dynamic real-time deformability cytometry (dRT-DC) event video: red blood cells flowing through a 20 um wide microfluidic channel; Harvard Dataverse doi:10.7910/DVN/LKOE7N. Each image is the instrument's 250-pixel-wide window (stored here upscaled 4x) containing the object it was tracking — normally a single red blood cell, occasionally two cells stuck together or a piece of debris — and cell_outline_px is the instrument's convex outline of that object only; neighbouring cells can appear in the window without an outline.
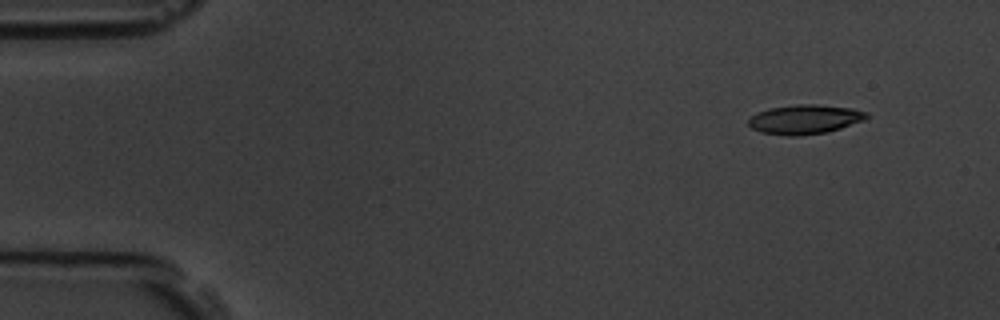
{"species": "common noctule bat (a hibernating species)", "species_latin": "Nyctalus noctula", "temperature_condition": "room temperature", "stored_images_in_passage": 6, "camera_frame_rate_fps": 3000, "um_per_image_px": 0.085, "animal": {"sex": "male", "body_mass_g": 19.5, "forearm_length_mm": 54.6}, "frame": {"image": 1, "passage_image": 1, "time_ms": 0.0, "image_size_px": [1000, 320], "cell_outline_px": [[868, 116], [864, 120], [828, 132], [796, 136], [788, 136], [760, 132], [752, 128], [748, 124], [748, 120], [756, 112], [768, 108], [796, 104], [816, 104], [852, 108], [868, 112]], "centroid_in_image_um": [68.39, 10.14], "position_along_channel_um": 16.6, "area_um2": 20.29}}
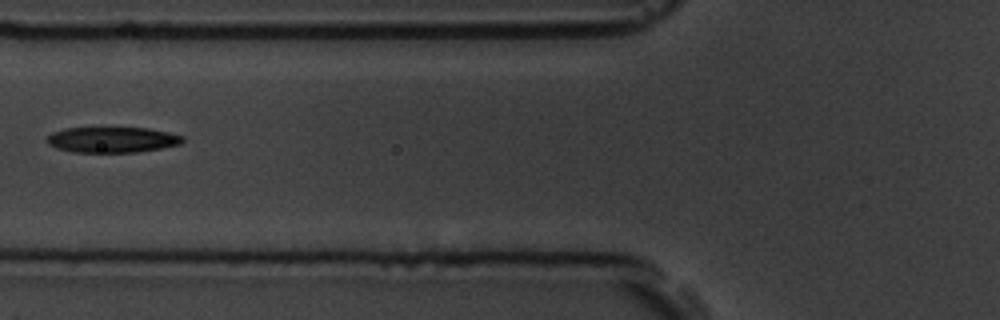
{"frame": {"image": 2, "passage_image": 5, "time_ms": 5.333, "image_size_px": [1000, 320], "cell_outline_px": [[184, 140], [180, 144], [160, 148], [136, 152], [72, 152], [56, 148], [48, 144], [44, 140], [52, 132], [64, 128], [148, 128], [168, 132], [184, 136]], "centroid_in_image_um": [9.5, 11.87], "position_along_channel_um": 116.3, "area_um2": 20.29}}
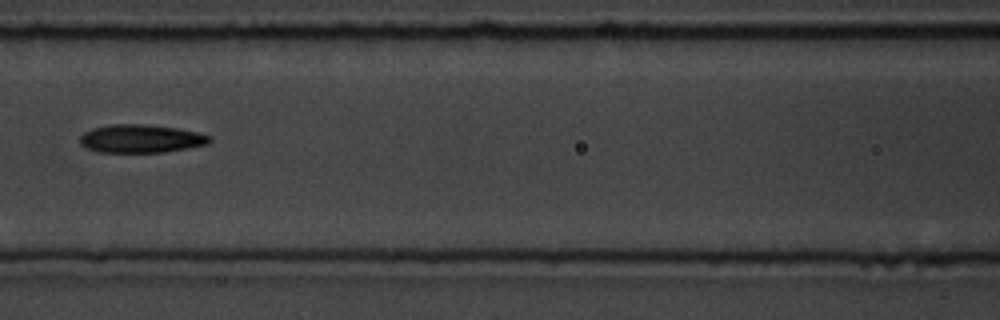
{"frame": {"image": 3, "passage_image": 6, "time_ms": 6.333, "image_size_px": [1000, 320], "cell_outline_px": [[212, 140], [208, 144], [188, 148], [164, 152], [100, 152], [88, 148], [80, 144], [80, 136], [84, 132], [92, 128], [108, 124], [144, 124], [176, 128], [200, 132], [212, 136]], "centroid_in_image_um": [12.01, 11.78], "position_along_channel_um": 154.6, "area_um2": 21.44}}